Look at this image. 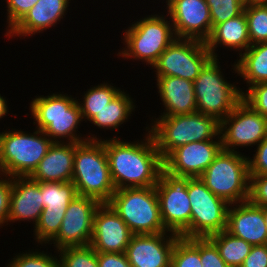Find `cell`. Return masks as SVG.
<instances>
[{"label":"cell","instance_id":"cell-32","mask_svg":"<svg viewBox=\"0 0 267 267\" xmlns=\"http://www.w3.org/2000/svg\"><path fill=\"white\" fill-rule=\"evenodd\" d=\"M59 250V267H99L97 252L91 245L68 246Z\"/></svg>","mask_w":267,"mask_h":267},{"label":"cell","instance_id":"cell-37","mask_svg":"<svg viewBox=\"0 0 267 267\" xmlns=\"http://www.w3.org/2000/svg\"><path fill=\"white\" fill-rule=\"evenodd\" d=\"M199 255L203 267H229L208 238H199Z\"/></svg>","mask_w":267,"mask_h":267},{"label":"cell","instance_id":"cell-36","mask_svg":"<svg viewBox=\"0 0 267 267\" xmlns=\"http://www.w3.org/2000/svg\"><path fill=\"white\" fill-rule=\"evenodd\" d=\"M248 201L258 207H267V175H250Z\"/></svg>","mask_w":267,"mask_h":267},{"label":"cell","instance_id":"cell-4","mask_svg":"<svg viewBox=\"0 0 267 267\" xmlns=\"http://www.w3.org/2000/svg\"><path fill=\"white\" fill-rule=\"evenodd\" d=\"M108 204L120 216L133 235L167 231L160 216L155 186L115 190Z\"/></svg>","mask_w":267,"mask_h":267},{"label":"cell","instance_id":"cell-41","mask_svg":"<svg viewBox=\"0 0 267 267\" xmlns=\"http://www.w3.org/2000/svg\"><path fill=\"white\" fill-rule=\"evenodd\" d=\"M99 267H132L125 253H97Z\"/></svg>","mask_w":267,"mask_h":267},{"label":"cell","instance_id":"cell-17","mask_svg":"<svg viewBox=\"0 0 267 267\" xmlns=\"http://www.w3.org/2000/svg\"><path fill=\"white\" fill-rule=\"evenodd\" d=\"M220 140L191 142L174 149L164 160V170L181 177L199 178L222 150Z\"/></svg>","mask_w":267,"mask_h":267},{"label":"cell","instance_id":"cell-5","mask_svg":"<svg viewBox=\"0 0 267 267\" xmlns=\"http://www.w3.org/2000/svg\"><path fill=\"white\" fill-rule=\"evenodd\" d=\"M38 134L42 136H37ZM53 142L59 140L47 138L39 129L34 135L20 130L0 133V173L11 178L29 177Z\"/></svg>","mask_w":267,"mask_h":267},{"label":"cell","instance_id":"cell-15","mask_svg":"<svg viewBox=\"0 0 267 267\" xmlns=\"http://www.w3.org/2000/svg\"><path fill=\"white\" fill-rule=\"evenodd\" d=\"M101 203L96 199L77 195L69 204L60 230L53 239L56 248L90 245L94 215Z\"/></svg>","mask_w":267,"mask_h":267},{"label":"cell","instance_id":"cell-7","mask_svg":"<svg viewBox=\"0 0 267 267\" xmlns=\"http://www.w3.org/2000/svg\"><path fill=\"white\" fill-rule=\"evenodd\" d=\"M30 107L38 129L54 140L57 137H67L70 143L98 140L94 136L86 140L75 136V129L83 118L79 103L74 98L62 94L36 97Z\"/></svg>","mask_w":267,"mask_h":267},{"label":"cell","instance_id":"cell-13","mask_svg":"<svg viewBox=\"0 0 267 267\" xmlns=\"http://www.w3.org/2000/svg\"><path fill=\"white\" fill-rule=\"evenodd\" d=\"M220 135L222 150L225 151L235 152V146L259 144L267 136V119L241 100L220 121Z\"/></svg>","mask_w":267,"mask_h":267},{"label":"cell","instance_id":"cell-8","mask_svg":"<svg viewBox=\"0 0 267 267\" xmlns=\"http://www.w3.org/2000/svg\"><path fill=\"white\" fill-rule=\"evenodd\" d=\"M217 58H211L193 81L197 112L219 121L242 100V91L224 80Z\"/></svg>","mask_w":267,"mask_h":267},{"label":"cell","instance_id":"cell-35","mask_svg":"<svg viewBox=\"0 0 267 267\" xmlns=\"http://www.w3.org/2000/svg\"><path fill=\"white\" fill-rule=\"evenodd\" d=\"M13 259L9 267H59L57 258L43 252L24 253Z\"/></svg>","mask_w":267,"mask_h":267},{"label":"cell","instance_id":"cell-10","mask_svg":"<svg viewBox=\"0 0 267 267\" xmlns=\"http://www.w3.org/2000/svg\"><path fill=\"white\" fill-rule=\"evenodd\" d=\"M164 18L151 15L129 27L124 35L127 49L121 52L122 57L138 58L153 67L159 56L176 39L172 24L170 26V21Z\"/></svg>","mask_w":267,"mask_h":267},{"label":"cell","instance_id":"cell-9","mask_svg":"<svg viewBox=\"0 0 267 267\" xmlns=\"http://www.w3.org/2000/svg\"><path fill=\"white\" fill-rule=\"evenodd\" d=\"M190 179L169 174L163 169L155 185L164 228L184 238H191Z\"/></svg>","mask_w":267,"mask_h":267},{"label":"cell","instance_id":"cell-34","mask_svg":"<svg viewBox=\"0 0 267 267\" xmlns=\"http://www.w3.org/2000/svg\"><path fill=\"white\" fill-rule=\"evenodd\" d=\"M242 92V100L267 119V82L257 83Z\"/></svg>","mask_w":267,"mask_h":267},{"label":"cell","instance_id":"cell-6","mask_svg":"<svg viewBox=\"0 0 267 267\" xmlns=\"http://www.w3.org/2000/svg\"><path fill=\"white\" fill-rule=\"evenodd\" d=\"M238 153L221 150L199 177L213 194L229 205L246 202L249 198L248 158Z\"/></svg>","mask_w":267,"mask_h":267},{"label":"cell","instance_id":"cell-26","mask_svg":"<svg viewBox=\"0 0 267 267\" xmlns=\"http://www.w3.org/2000/svg\"><path fill=\"white\" fill-rule=\"evenodd\" d=\"M234 66V70L253 86L267 82V42L251 45Z\"/></svg>","mask_w":267,"mask_h":267},{"label":"cell","instance_id":"cell-2","mask_svg":"<svg viewBox=\"0 0 267 267\" xmlns=\"http://www.w3.org/2000/svg\"><path fill=\"white\" fill-rule=\"evenodd\" d=\"M72 182L78 195L109 202L116 189L102 140L75 143Z\"/></svg>","mask_w":267,"mask_h":267},{"label":"cell","instance_id":"cell-31","mask_svg":"<svg viewBox=\"0 0 267 267\" xmlns=\"http://www.w3.org/2000/svg\"><path fill=\"white\" fill-rule=\"evenodd\" d=\"M244 13L251 45L267 42V4L246 3Z\"/></svg>","mask_w":267,"mask_h":267},{"label":"cell","instance_id":"cell-12","mask_svg":"<svg viewBox=\"0 0 267 267\" xmlns=\"http://www.w3.org/2000/svg\"><path fill=\"white\" fill-rule=\"evenodd\" d=\"M211 58L205 42L176 38L153 66L157 76H174L193 82Z\"/></svg>","mask_w":267,"mask_h":267},{"label":"cell","instance_id":"cell-33","mask_svg":"<svg viewBox=\"0 0 267 267\" xmlns=\"http://www.w3.org/2000/svg\"><path fill=\"white\" fill-rule=\"evenodd\" d=\"M210 9L212 28L244 12L245 0H206Z\"/></svg>","mask_w":267,"mask_h":267},{"label":"cell","instance_id":"cell-19","mask_svg":"<svg viewBox=\"0 0 267 267\" xmlns=\"http://www.w3.org/2000/svg\"><path fill=\"white\" fill-rule=\"evenodd\" d=\"M166 233L132 235L125 252L129 264L132 267H170L172 250L180 236L172 233L166 239Z\"/></svg>","mask_w":267,"mask_h":267},{"label":"cell","instance_id":"cell-24","mask_svg":"<svg viewBox=\"0 0 267 267\" xmlns=\"http://www.w3.org/2000/svg\"><path fill=\"white\" fill-rule=\"evenodd\" d=\"M69 0H39L7 35L27 36L46 30L63 18ZM60 19V20H59Z\"/></svg>","mask_w":267,"mask_h":267},{"label":"cell","instance_id":"cell-45","mask_svg":"<svg viewBox=\"0 0 267 267\" xmlns=\"http://www.w3.org/2000/svg\"><path fill=\"white\" fill-rule=\"evenodd\" d=\"M264 213H265V216H266V223H267V207L264 208Z\"/></svg>","mask_w":267,"mask_h":267},{"label":"cell","instance_id":"cell-22","mask_svg":"<svg viewBox=\"0 0 267 267\" xmlns=\"http://www.w3.org/2000/svg\"><path fill=\"white\" fill-rule=\"evenodd\" d=\"M75 143L53 142L29 176L37 182H69L73 177Z\"/></svg>","mask_w":267,"mask_h":267},{"label":"cell","instance_id":"cell-40","mask_svg":"<svg viewBox=\"0 0 267 267\" xmlns=\"http://www.w3.org/2000/svg\"><path fill=\"white\" fill-rule=\"evenodd\" d=\"M240 267H267V244L252 246Z\"/></svg>","mask_w":267,"mask_h":267},{"label":"cell","instance_id":"cell-39","mask_svg":"<svg viewBox=\"0 0 267 267\" xmlns=\"http://www.w3.org/2000/svg\"><path fill=\"white\" fill-rule=\"evenodd\" d=\"M254 159L248 158L250 175H267V136L257 144Z\"/></svg>","mask_w":267,"mask_h":267},{"label":"cell","instance_id":"cell-38","mask_svg":"<svg viewBox=\"0 0 267 267\" xmlns=\"http://www.w3.org/2000/svg\"><path fill=\"white\" fill-rule=\"evenodd\" d=\"M39 0H7L8 23L11 30Z\"/></svg>","mask_w":267,"mask_h":267},{"label":"cell","instance_id":"cell-43","mask_svg":"<svg viewBox=\"0 0 267 267\" xmlns=\"http://www.w3.org/2000/svg\"><path fill=\"white\" fill-rule=\"evenodd\" d=\"M5 114H7V105L5 98L0 95V118H2Z\"/></svg>","mask_w":267,"mask_h":267},{"label":"cell","instance_id":"cell-23","mask_svg":"<svg viewBox=\"0 0 267 267\" xmlns=\"http://www.w3.org/2000/svg\"><path fill=\"white\" fill-rule=\"evenodd\" d=\"M161 100L166 108L162 116L197 112L193 82L174 76H156Z\"/></svg>","mask_w":267,"mask_h":267},{"label":"cell","instance_id":"cell-25","mask_svg":"<svg viewBox=\"0 0 267 267\" xmlns=\"http://www.w3.org/2000/svg\"><path fill=\"white\" fill-rule=\"evenodd\" d=\"M205 44L212 58L217 57L214 48L218 47V44L225 45L231 49H241L242 51L244 48L246 51L251 46V43L245 13L243 12L235 18L214 26Z\"/></svg>","mask_w":267,"mask_h":267},{"label":"cell","instance_id":"cell-28","mask_svg":"<svg viewBox=\"0 0 267 267\" xmlns=\"http://www.w3.org/2000/svg\"><path fill=\"white\" fill-rule=\"evenodd\" d=\"M133 101L124 92L120 91L109 104L105 105L90 120L99 128L117 129L134 110Z\"/></svg>","mask_w":267,"mask_h":267},{"label":"cell","instance_id":"cell-27","mask_svg":"<svg viewBox=\"0 0 267 267\" xmlns=\"http://www.w3.org/2000/svg\"><path fill=\"white\" fill-rule=\"evenodd\" d=\"M207 238L216 246L221 258L229 267H240L252 248L251 244L232 236L226 230Z\"/></svg>","mask_w":267,"mask_h":267},{"label":"cell","instance_id":"cell-21","mask_svg":"<svg viewBox=\"0 0 267 267\" xmlns=\"http://www.w3.org/2000/svg\"><path fill=\"white\" fill-rule=\"evenodd\" d=\"M43 208L40 182L34 181L30 177H13L11 179L7 222L28 219L35 220L34 224L36 225Z\"/></svg>","mask_w":267,"mask_h":267},{"label":"cell","instance_id":"cell-1","mask_svg":"<svg viewBox=\"0 0 267 267\" xmlns=\"http://www.w3.org/2000/svg\"><path fill=\"white\" fill-rule=\"evenodd\" d=\"M145 143H128L113 138L102 141L106 150L115 189L155 186L164 169L163 158L157 150L150 131Z\"/></svg>","mask_w":267,"mask_h":267},{"label":"cell","instance_id":"cell-20","mask_svg":"<svg viewBox=\"0 0 267 267\" xmlns=\"http://www.w3.org/2000/svg\"><path fill=\"white\" fill-rule=\"evenodd\" d=\"M237 208H228L226 231L252 246L267 244V223L264 208L249 201Z\"/></svg>","mask_w":267,"mask_h":267},{"label":"cell","instance_id":"cell-18","mask_svg":"<svg viewBox=\"0 0 267 267\" xmlns=\"http://www.w3.org/2000/svg\"><path fill=\"white\" fill-rule=\"evenodd\" d=\"M132 233L108 203H102L94 215L90 245L97 253H125Z\"/></svg>","mask_w":267,"mask_h":267},{"label":"cell","instance_id":"cell-30","mask_svg":"<svg viewBox=\"0 0 267 267\" xmlns=\"http://www.w3.org/2000/svg\"><path fill=\"white\" fill-rule=\"evenodd\" d=\"M170 267H203L199 255V238L180 236L172 250Z\"/></svg>","mask_w":267,"mask_h":267},{"label":"cell","instance_id":"cell-16","mask_svg":"<svg viewBox=\"0 0 267 267\" xmlns=\"http://www.w3.org/2000/svg\"><path fill=\"white\" fill-rule=\"evenodd\" d=\"M176 38L205 42L212 31L210 9L206 0H167Z\"/></svg>","mask_w":267,"mask_h":267},{"label":"cell","instance_id":"cell-11","mask_svg":"<svg viewBox=\"0 0 267 267\" xmlns=\"http://www.w3.org/2000/svg\"><path fill=\"white\" fill-rule=\"evenodd\" d=\"M191 204V238H207L227 228L229 204L213 194L200 178L188 181Z\"/></svg>","mask_w":267,"mask_h":267},{"label":"cell","instance_id":"cell-42","mask_svg":"<svg viewBox=\"0 0 267 267\" xmlns=\"http://www.w3.org/2000/svg\"><path fill=\"white\" fill-rule=\"evenodd\" d=\"M0 179V225L7 222L9 212V201L11 193V180Z\"/></svg>","mask_w":267,"mask_h":267},{"label":"cell","instance_id":"cell-14","mask_svg":"<svg viewBox=\"0 0 267 267\" xmlns=\"http://www.w3.org/2000/svg\"><path fill=\"white\" fill-rule=\"evenodd\" d=\"M40 190L44 208L35 225V236L40 243H48L57 236L65 212L78 194L72 181L40 182Z\"/></svg>","mask_w":267,"mask_h":267},{"label":"cell","instance_id":"cell-3","mask_svg":"<svg viewBox=\"0 0 267 267\" xmlns=\"http://www.w3.org/2000/svg\"><path fill=\"white\" fill-rule=\"evenodd\" d=\"M159 119L155 121L150 133L163 160L180 146L220 136V121L200 112L161 116Z\"/></svg>","mask_w":267,"mask_h":267},{"label":"cell","instance_id":"cell-44","mask_svg":"<svg viewBox=\"0 0 267 267\" xmlns=\"http://www.w3.org/2000/svg\"><path fill=\"white\" fill-rule=\"evenodd\" d=\"M246 3L251 4H267V0H245Z\"/></svg>","mask_w":267,"mask_h":267},{"label":"cell","instance_id":"cell-29","mask_svg":"<svg viewBox=\"0 0 267 267\" xmlns=\"http://www.w3.org/2000/svg\"><path fill=\"white\" fill-rule=\"evenodd\" d=\"M120 92V89H116L111 85L101 84L92 89L84 95V104L79 103L82 118L91 120L97 112H99L105 105L109 104L110 101ZM83 104V105H82Z\"/></svg>","mask_w":267,"mask_h":267}]
</instances>
